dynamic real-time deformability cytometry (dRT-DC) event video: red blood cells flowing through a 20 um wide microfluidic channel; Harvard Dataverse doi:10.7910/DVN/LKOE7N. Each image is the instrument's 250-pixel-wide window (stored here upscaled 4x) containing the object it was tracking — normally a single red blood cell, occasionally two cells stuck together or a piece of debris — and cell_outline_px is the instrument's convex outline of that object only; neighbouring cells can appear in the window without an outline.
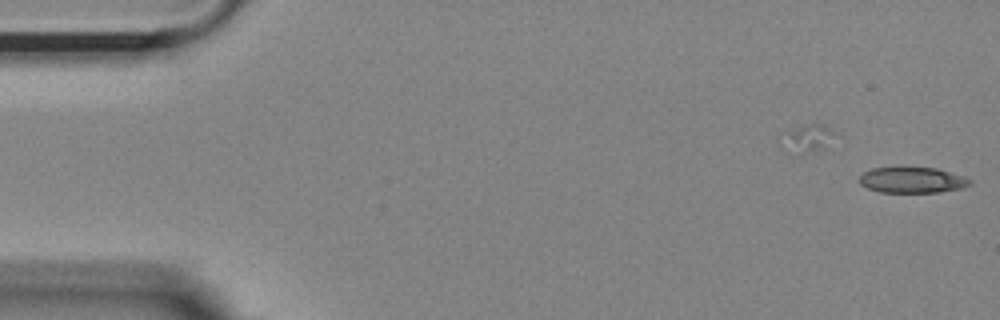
{"species": "Egyptian fruit bat (a non-hibernating species)", "species_latin": "Rousettus aegyptiacus", "temperature_condition": "room temperature", "stored_images_in_passage": 4, "camera_frame_rate_fps": 3000, "um_per_image_px": 0.085, "animal": {"sex": "female"}, "frame": {"image": 1, "passage_image": 4, "time_ms": 1.0, "image_size_px": [1000, 320], "cell_outline_px": [[972, 184], [960, 188], [940, 192], [880, 192], [868, 188], [860, 184], [860, 176], [864, 172], [872, 168], [936, 168], [964, 176], [972, 180]], "centroid_in_image_um": [77.56, 15.31], "position_along_channel_um": 7.4, "area_um2": 16.42}}